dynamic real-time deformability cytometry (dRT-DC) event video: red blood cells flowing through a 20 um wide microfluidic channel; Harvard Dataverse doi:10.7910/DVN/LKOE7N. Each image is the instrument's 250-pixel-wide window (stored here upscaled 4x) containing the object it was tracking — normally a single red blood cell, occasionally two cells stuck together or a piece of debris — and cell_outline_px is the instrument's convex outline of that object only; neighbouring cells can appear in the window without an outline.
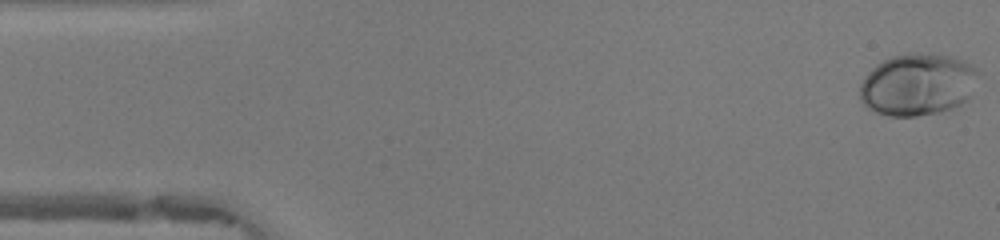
{"species": "human", "species_latin": "Homo sapiens", "temperature_condition": "warm", "stored_images_in_passage": 48, "camera_frame_rate_fps": 3000, "um_per_image_px": 0.085, "donor": {"sex": "female"}, "frame": {"image": 1, "passage_image": 1, "time_ms": 0.0, "image_size_px": [1000, 240], "cell_outline_px": [[980, 72], [968, 100], [952, 108], [940, 112], [916, 116], [888, 116], [872, 112], [860, 100], [860, 84], [864, 76], [876, 64], [892, 56], [908, 52], [916, 52], [952, 56], [976, 68]], "centroid_in_image_um": [77.97, 7.19], "position_along_channel_um": 7.0, "area_um2": 43.23}}
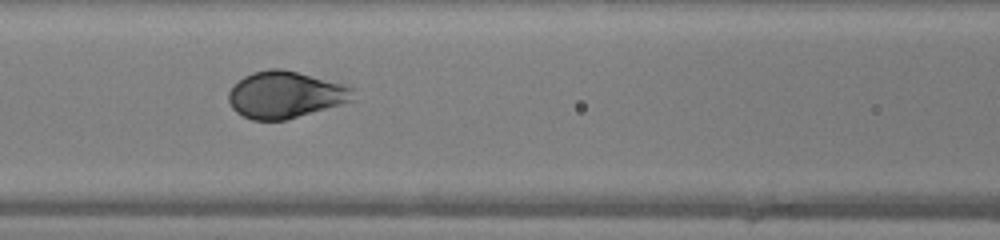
{"frame": {"image": 2, "passage_image": 20, "time_ms": 6.333, "image_size_px": [1000, 240], "cell_outline_px": [[356, 88], [352, 100], [340, 104], [284, 120], [252, 120], [236, 112], [232, 108], [228, 100], [228, 92], [244, 76], [252, 72], [268, 68], [280, 68], [296, 72]], "centroid_in_image_um": [24.21, 8.05], "position_along_channel_um": 142.4, "area_um2": 33.47}}
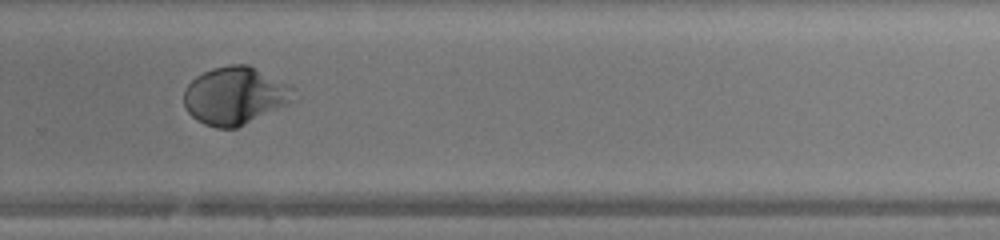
{"frame": {"image": 3, "passage_image": 32, "time_ms": 10.333, "image_size_px": [1000, 240], "cell_outline_px": [[296, 100], [236, 128], [216, 128], [204, 124], [196, 120], [184, 108], [184, 88], [196, 76], [212, 68], [228, 64], [248, 64], [256, 68], [292, 88]], "centroid_in_image_um": [19.92, 8.14], "position_along_channel_um": 309.9, "area_um2": 36.65}, "authors_computed_cell_mechanics": {"area_um2": 35.4603, "velocity_mm_per_s": 4.2022, "shape_relaxation_time_tau1_ms": 3.1611, "shape_relaxation_time_tau2_ms": null, "deformation_change_tau1": 0.2026, "deformation_change_tau2": null}}